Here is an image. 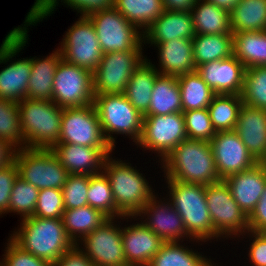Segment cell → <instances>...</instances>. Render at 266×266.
Instances as JSON below:
<instances>
[{
	"mask_svg": "<svg viewBox=\"0 0 266 266\" xmlns=\"http://www.w3.org/2000/svg\"><path fill=\"white\" fill-rule=\"evenodd\" d=\"M165 178L207 186L220 181L210 142L183 140L163 161Z\"/></svg>",
	"mask_w": 266,
	"mask_h": 266,
	"instance_id": "cell-1",
	"label": "cell"
},
{
	"mask_svg": "<svg viewBox=\"0 0 266 266\" xmlns=\"http://www.w3.org/2000/svg\"><path fill=\"white\" fill-rule=\"evenodd\" d=\"M11 239L22 249L52 264L75 244L67 236L62 219L24 218Z\"/></svg>",
	"mask_w": 266,
	"mask_h": 266,
	"instance_id": "cell-2",
	"label": "cell"
},
{
	"mask_svg": "<svg viewBox=\"0 0 266 266\" xmlns=\"http://www.w3.org/2000/svg\"><path fill=\"white\" fill-rule=\"evenodd\" d=\"M24 146L31 149H52L61 132L63 108L53 101L24 98L18 102Z\"/></svg>",
	"mask_w": 266,
	"mask_h": 266,
	"instance_id": "cell-3",
	"label": "cell"
},
{
	"mask_svg": "<svg viewBox=\"0 0 266 266\" xmlns=\"http://www.w3.org/2000/svg\"><path fill=\"white\" fill-rule=\"evenodd\" d=\"M171 203L183 219L189 238L197 241L215 238L206 202V186L167 180Z\"/></svg>",
	"mask_w": 266,
	"mask_h": 266,
	"instance_id": "cell-4",
	"label": "cell"
},
{
	"mask_svg": "<svg viewBox=\"0 0 266 266\" xmlns=\"http://www.w3.org/2000/svg\"><path fill=\"white\" fill-rule=\"evenodd\" d=\"M109 157L105 159L103 172L109 179L115 206L124 216L133 218L154 196L152 188L129 163Z\"/></svg>",
	"mask_w": 266,
	"mask_h": 266,
	"instance_id": "cell-5",
	"label": "cell"
},
{
	"mask_svg": "<svg viewBox=\"0 0 266 266\" xmlns=\"http://www.w3.org/2000/svg\"><path fill=\"white\" fill-rule=\"evenodd\" d=\"M98 113L103 135L110 146L115 148V138L111 133L125 134L139 142L143 117L125 97L124 94H101L94 96L93 102Z\"/></svg>",
	"mask_w": 266,
	"mask_h": 266,
	"instance_id": "cell-6",
	"label": "cell"
},
{
	"mask_svg": "<svg viewBox=\"0 0 266 266\" xmlns=\"http://www.w3.org/2000/svg\"><path fill=\"white\" fill-rule=\"evenodd\" d=\"M66 5L77 10L81 16H88L89 14L112 8L114 0H61ZM58 0H36L30 12H28L25 24L23 27L19 26L11 30L5 37L0 47V64L7 63L12 57H15L26 46L28 32L27 27L30 25H36L37 22L42 21L43 18L50 16L58 6ZM27 26V27H26Z\"/></svg>",
	"mask_w": 266,
	"mask_h": 266,
	"instance_id": "cell-7",
	"label": "cell"
},
{
	"mask_svg": "<svg viewBox=\"0 0 266 266\" xmlns=\"http://www.w3.org/2000/svg\"><path fill=\"white\" fill-rule=\"evenodd\" d=\"M87 17L95 27L102 53L142 49L143 32L114 7L93 12Z\"/></svg>",
	"mask_w": 266,
	"mask_h": 266,
	"instance_id": "cell-8",
	"label": "cell"
},
{
	"mask_svg": "<svg viewBox=\"0 0 266 266\" xmlns=\"http://www.w3.org/2000/svg\"><path fill=\"white\" fill-rule=\"evenodd\" d=\"M15 163L19 177L39 190L62 189L69 175L51 149L17 150Z\"/></svg>",
	"mask_w": 266,
	"mask_h": 266,
	"instance_id": "cell-9",
	"label": "cell"
},
{
	"mask_svg": "<svg viewBox=\"0 0 266 266\" xmlns=\"http://www.w3.org/2000/svg\"><path fill=\"white\" fill-rule=\"evenodd\" d=\"M206 202L215 238L249 233L248 216L239 207L224 180L206 186Z\"/></svg>",
	"mask_w": 266,
	"mask_h": 266,
	"instance_id": "cell-10",
	"label": "cell"
},
{
	"mask_svg": "<svg viewBox=\"0 0 266 266\" xmlns=\"http://www.w3.org/2000/svg\"><path fill=\"white\" fill-rule=\"evenodd\" d=\"M142 53V49L103 53L93 72L94 94H124L134 70L146 59Z\"/></svg>",
	"mask_w": 266,
	"mask_h": 266,
	"instance_id": "cell-11",
	"label": "cell"
},
{
	"mask_svg": "<svg viewBox=\"0 0 266 266\" xmlns=\"http://www.w3.org/2000/svg\"><path fill=\"white\" fill-rule=\"evenodd\" d=\"M93 73L61 59L57 65L52 101L61 108L93 104Z\"/></svg>",
	"mask_w": 266,
	"mask_h": 266,
	"instance_id": "cell-12",
	"label": "cell"
},
{
	"mask_svg": "<svg viewBox=\"0 0 266 266\" xmlns=\"http://www.w3.org/2000/svg\"><path fill=\"white\" fill-rule=\"evenodd\" d=\"M59 52L62 59L92 73L100 64L101 51L97 33L87 16H80L65 34Z\"/></svg>",
	"mask_w": 266,
	"mask_h": 266,
	"instance_id": "cell-13",
	"label": "cell"
},
{
	"mask_svg": "<svg viewBox=\"0 0 266 266\" xmlns=\"http://www.w3.org/2000/svg\"><path fill=\"white\" fill-rule=\"evenodd\" d=\"M188 139L182 112L144 115L140 147L158 152L162 161L183 140Z\"/></svg>",
	"mask_w": 266,
	"mask_h": 266,
	"instance_id": "cell-14",
	"label": "cell"
},
{
	"mask_svg": "<svg viewBox=\"0 0 266 266\" xmlns=\"http://www.w3.org/2000/svg\"><path fill=\"white\" fill-rule=\"evenodd\" d=\"M66 143L90 147H111L103 135L94 104L63 109L61 132L57 144Z\"/></svg>",
	"mask_w": 266,
	"mask_h": 266,
	"instance_id": "cell-15",
	"label": "cell"
},
{
	"mask_svg": "<svg viewBox=\"0 0 266 266\" xmlns=\"http://www.w3.org/2000/svg\"><path fill=\"white\" fill-rule=\"evenodd\" d=\"M109 218L82 239L83 252L94 266H121L126 264L122 245L121 229ZM85 250V251H84Z\"/></svg>",
	"mask_w": 266,
	"mask_h": 266,
	"instance_id": "cell-16",
	"label": "cell"
},
{
	"mask_svg": "<svg viewBox=\"0 0 266 266\" xmlns=\"http://www.w3.org/2000/svg\"><path fill=\"white\" fill-rule=\"evenodd\" d=\"M210 145L215 167L221 180L257 164L235 131L216 132Z\"/></svg>",
	"mask_w": 266,
	"mask_h": 266,
	"instance_id": "cell-17",
	"label": "cell"
},
{
	"mask_svg": "<svg viewBox=\"0 0 266 266\" xmlns=\"http://www.w3.org/2000/svg\"><path fill=\"white\" fill-rule=\"evenodd\" d=\"M112 147H90L71 143L56 144L51 150L69 174L95 175L103 171Z\"/></svg>",
	"mask_w": 266,
	"mask_h": 266,
	"instance_id": "cell-18",
	"label": "cell"
},
{
	"mask_svg": "<svg viewBox=\"0 0 266 266\" xmlns=\"http://www.w3.org/2000/svg\"><path fill=\"white\" fill-rule=\"evenodd\" d=\"M196 71L215 94L241 95L246 67L234 55L202 64Z\"/></svg>",
	"mask_w": 266,
	"mask_h": 266,
	"instance_id": "cell-19",
	"label": "cell"
},
{
	"mask_svg": "<svg viewBox=\"0 0 266 266\" xmlns=\"http://www.w3.org/2000/svg\"><path fill=\"white\" fill-rule=\"evenodd\" d=\"M154 195L150 201L134 216L147 215L146 221L141 223L153 231L164 242H179L180 238L187 236L183 219L174 209L170 201L167 204L156 200ZM161 203V204H159ZM149 219V221L147 220Z\"/></svg>",
	"mask_w": 266,
	"mask_h": 266,
	"instance_id": "cell-20",
	"label": "cell"
},
{
	"mask_svg": "<svg viewBox=\"0 0 266 266\" xmlns=\"http://www.w3.org/2000/svg\"><path fill=\"white\" fill-rule=\"evenodd\" d=\"M126 263L148 266L164 241L142 223L121 229Z\"/></svg>",
	"mask_w": 266,
	"mask_h": 266,
	"instance_id": "cell-21",
	"label": "cell"
},
{
	"mask_svg": "<svg viewBox=\"0 0 266 266\" xmlns=\"http://www.w3.org/2000/svg\"><path fill=\"white\" fill-rule=\"evenodd\" d=\"M239 207L249 216L266 187V172L255 164L252 168L224 179Z\"/></svg>",
	"mask_w": 266,
	"mask_h": 266,
	"instance_id": "cell-22",
	"label": "cell"
},
{
	"mask_svg": "<svg viewBox=\"0 0 266 266\" xmlns=\"http://www.w3.org/2000/svg\"><path fill=\"white\" fill-rule=\"evenodd\" d=\"M234 131L258 162L266 150V110L243 103Z\"/></svg>",
	"mask_w": 266,
	"mask_h": 266,
	"instance_id": "cell-23",
	"label": "cell"
},
{
	"mask_svg": "<svg viewBox=\"0 0 266 266\" xmlns=\"http://www.w3.org/2000/svg\"><path fill=\"white\" fill-rule=\"evenodd\" d=\"M158 47L161 75L181 76L196 71L193 43L188 38H175L167 42H147Z\"/></svg>",
	"mask_w": 266,
	"mask_h": 266,
	"instance_id": "cell-24",
	"label": "cell"
},
{
	"mask_svg": "<svg viewBox=\"0 0 266 266\" xmlns=\"http://www.w3.org/2000/svg\"><path fill=\"white\" fill-rule=\"evenodd\" d=\"M143 33L144 43L167 42L175 38L192 40L195 36L192 13L164 10Z\"/></svg>",
	"mask_w": 266,
	"mask_h": 266,
	"instance_id": "cell-25",
	"label": "cell"
},
{
	"mask_svg": "<svg viewBox=\"0 0 266 266\" xmlns=\"http://www.w3.org/2000/svg\"><path fill=\"white\" fill-rule=\"evenodd\" d=\"M62 56L59 49L44 59L31 58V74L28 81V99L52 101L54 75Z\"/></svg>",
	"mask_w": 266,
	"mask_h": 266,
	"instance_id": "cell-26",
	"label": "cell"
},
{
	"mask_svg": "<svg viewBox=\"0 0 266 266\" xmlns=\"http://www.w3.org/2000/svg\"><path fill=\"white\" fill-rule=\"evenodd\" d=\"M160 75L157 68L145 59L131 75L126 85L125 97L142 115L148 112L151 95L156 78Z\"/></svg>",
	"mask_w": 266,
	"mask_h": 266,
	"instance_id": "cell-27",
	"label": "cell"
},
{
	"mask_svg": "<svg viewBox=\"0 0 266 266\" xmlns=\"http://www.w3.org/2000/svg\"><path fill=\"white\" fill-rule=\"evenodd\" d=\"M191 13L195 35L232 33L230 13L207 0H197Z\"/></svg>",
	"mask_w": 266,
	"mask_h": 266,
	"instance_id": "cell-28",
	"label": "cell"
},
{
	"mask_svg": "<svg viewBox=\"0 0 266 266\" xmlns=\"http://www.w3.org/2000/svg\"><path fill=\"white\" fill-rule=\"evenodd\" d=\"M31 63L30 58H23L10 63L0 71V99L19 102L28 98Z\"/></svg>",
	"mask_w": 266,
	"mask_h": 266,
	"instance_id": "cell-29",
	"label": "cell"
},
{
	"mask_svg": "<svg viewBox=\"0 0 266 266\" xmlns=\"http://www.w3.org/2000/svg\"><path fill=\"white\" fill-rule=\"evenodd\" d=\"M182 111L177 77L159 75L153 86L151 102L145 115H167Z\"/></svg>",
	"mask_w": 266,
	"mask_h": 266,
	"instance_id": "cell-30",
	"label": "cell"
},
{
	"mask_svg": "<svg viewBox=\"0 0 266 266\" xmlns=\"http://www.w3.org/2000/svg\"><path fill=\"white\" fill-rule=\"evenodd\" d=\"M232 33L233 55L246 68L266 66V31Z\"/></svg>",
	"mask_w": 266,
	"mask_h": 266,
	"instance_id": "cell-31",
	"label": "cell"
},
{
	"mask_svg": "<svg viewBox=\"0 0 266 266\" xmlns=\"http://www.w3.org/2000/svg\"><path fill=\"white\" fill-rule=\"evenodd\" d=\"M195 66L233 55V33L216 35H195L192 39Z\"/></svg>",
	"mask_w": 266,
	"mask_h": 266,
	"instance_id": "cell-32",
	"label": "cell"
},
{
	"mask_svg": "<svg viewBox=\"0 0 266 266\" xmlns=\"http://www.w3.org/2000/svg\"><path fill=\"white\" fill-rule=\"evenodd\" d=\"M108 219L101 211L89 205L65 210L62 215V222L67 236L74 244H77L80 239L88 235L95 228L100 227Z\"/></svg>",
	"mask_w": 266,
	"mask_h": 266,
	"instance_id": "cell-33",
	"label": "cell"
},
{
	"mask_svg": "<svg viewBox=\"0 0 266 266\" xmlns=\"http://www.w3.org/2000/svg\"><path fill=\"white\" fill-rule=\"evenodd\" d=\"M232 32L266 31V0H241L230 12Z\"/></svg>",
	"mask_w": 266,
	"mask_h": 266,
	"instance_id": "cell-34",
	"label": "cell"
},
{
	"mask_svg": "<svg viewBox=\"0 0 266 266\" xmlns=\"http://www.w3.org/2000/svg\"><path fill=\"white\" fill-rule=\"evenodd\" d=\"M113 7L144 31L164 12L163 0H114Z\"/></svg>",
	"mask_w": 266,
	"mask_h": 266,
	"instance_id": "cell-35",
	"label": "cell"
},
{
	"mask_svg": "<svg viewBox=\"0 0 266 266\" xmlns=\"http://www.w3.org/2000/svg\"><path fill=\"white\" fill-rule=\"evenodd\" d=\"M182 111L208 108L215 93L201 76L194 71L177 77Z\"/></svg>",
	"mask_w": 266,
	"mask_h": 266,
	"instance_id": "cell-36",
	"label": "cell"
},
{
	"mask_svg": "<svg viewBox=\"0 0 266 266\" xmlns=\"http://www.w3.org/2000/svg\"><path fill=\"white\" fill-rule=\"evenodd\" d=\"M243 101L241 95L215 94L208 106L210 119L216 132L234 131Z\"/></svg>",
	"mask_w": 266,
	"mask_h": 266,
	"instance_id": "cell-37",
	"label": "cell"
},
{
	"mask_svg": "<svg viewBox=\"0 0 266 266\" xmlns=\"http://www.w3.org/2000/svg\"><path fill=\"white\" fill-rule=\"evenodd\" d=\"M148 266H213L211 260L184 248L178 242H164Z\"/></svg>",
	"mask_w": 266,
	"mask_h": 266,
	"instance_id": "cell-38",
	"label": "cell"
},
{
	"mask_svg": "<svg viewBox=\"0 0 266 266\" xmlns=\"http://www.w3.org/2000/svg\"><path fill=\"white\" fill-rule=\"evenodd\" d=\"M87 200L89 206L101 211L108 218L128 217L116 208L109 179L103 171L89 176Z\"/></svg>",
	"mask_w": 266,
	"mask_h": 266,
	"instance_id": "cell-39",
	"label": "cell"
},
{
	"mask_svg": "<svg viewBox=\"0 0 266 266\" xmlns=\"http://www.w3.org/2000/svg\"><path fill=\"white\" fill-rule=\"evenodd\" d=\"M0 138L17 150L25 148L18 102L0 99Z\"/></svg>",
	"mask_w": 266,
	"mask_h": 266,
	"instance_id": "cell-40",
	"label": "cell"
},
{
	"mask_svg": "<svg viewBox=\"0 0 266 266\" xmlns=\"http://www.w3.org/2000/svg\"><path fill=\"white\" fill-rule=\"evenodd\" d=\"M241 98L247 105L266 110V66L246 68Z\"/></svg>",
	"mask_w": 266,
	"mask_h": 266,
	"instance_id": "cell-41",
	"label": "cell"
},
{
	"mask_svg": "<svg viewBox=\"0 0 266 266\" xmlns=\"http://www.w3.org/2000/svg\"><path fill=\"white\" fill-rule=\"evenodd\" d=\"M38 193V188L18 177L11 190L8 212H17V214H21L22 219L33 216Z\"/></svg>",
	"mask_w": 266,
	"mask_h": 266,
	"instance_id": "cell-42",
	"label": "cell"
},
{
	"mask_svg": "<svg viewBox=\"0 0 266 266\" xmlns=\"http://www.w3.org/2000/svg\"><path fill=\"white\" fill-rule=\"evenodd\" d=\"M188 139L210 142L215 136L208 108L183 111Z\"/></svg>",
	"mask_w": 266,
	"mask_h": 266,
	"instance_id": "cell-43",
	"label": "cell"
},
{
	"mask_svg": "<svg viewBox=\"0 0 266 266\" xmlns=\"http://www.w3.org/2000/svg\"><path fill=\"white\" fill-rule=\"evenodd\" d=\"M89 175L69 174L62 187L65 210L88 205Z\"/></svg>",
	"mask_w": 266,
	"mask_h": 266,
	"instance_id": "cell-44",
	"label": "cell"
},
{
	"mask_svg": "<svg viewBox=\"0 0 266 266\" xmlns=\"http://www.w3.org/2000/svg\"><path fill=\"white\" fill-rule=\"evenodd\" d=\"M65 211L61 189L48 188L39 190L38 201L33 216L62 219Z\"/></svg>",
	"mask_w": 266,
	"mask_h": 266,
	"instance_id": "cell-45",
	"label": "cell"
},
{
	"mask_svg": "<svg viewBox=\"0 0 266 266\" xmlns=\"http://www.w3.org/2000/svg\"><path fill=\"white\" fill-rule=\"evenodd\" d=\"M7 244L1 266H51L47 261L22 249L11 238Z\"/></svg>",
	"mask_w": 266,
	"mask_h": 266,
	"instance_id": "cell-46",
	"label": "cell"
},
{
	"mask_svg": "<svg viewBox=\"0 0 266 266\" xmlns=\"http://www.w3.org/2000/svg\"><path fill=\"white\" fill-rule=\"evenodd\" d=\"M18 177L19 173L15 161L0 168V215L8 213L11 190Z\"/></svg>",
	"mask_w": 266,
	"mask_h": 266,
	"instance_id": "cell-47",
	"label": "cell"
},
{
	"mask_svg": "<svg viewBox=\"0 0 266 266\" xmlns=\"http://www.w3.org/2000/svg\"><path fill=\"white\" fill-rule=\"evenodd\" d=\"M78 244L79 242L70 250L66 251L55 263H52L51 266H94Z\"/></svg>",
	"mask_w": 266,
	"mask_h": 266,
	"instance_id": "cell-48",
	"label": "cell"
},
{
	"mask_svg": "<svg viewBox=\"0 0 266 266\" xmlns=\"http://www.w3.org/2000/svg\"><path fill=\"white\" fill-rule=\"evenodd\" d=\"M249 231L262 232L266 229V187L255 209L248 216Z\"/></svg>",
	"mask_w": 266,
	"mask_h": 266,
	"instance_id": "cell-49",
	"label": "cell"
},
{
	"mask_svg": "<svg viewBox=\"0 0 266 266\" xmlns=\"http://www.w3.org/2000/svg\"><path fill=\"white\" fill-rule=\"evenodd\" d=\"M249 232L254 237L249 250L250 261L254 266H266V237L261 232Z\"/></svg>",
	"mask_w": 266,
	"mask_h": 266,
	"instance_id": "cell-50",
	"label": "cell"
},
{
	"mask_svg": "<svg viewBox=\"0 0 266 266\" xmlns=\"http://www.w3.org/2000/svg\"><path fill=\"white\" fill-rule=\"evenodd\" d=\"M197 0H163V8L168 11L191 12Z\"/></svg>",
	"mask_w": 266,
	"mask_h": 266,
	"instance_id": "cell-51",
	"label": "cell"
},
{
	"mask_svg": "<svg viewBox=\"0 0 266 266\" xmlns=\"http://www.w3.org/2000/svg\"><path fill=\"white\" fill-rule=\"evenodd\" d=\"M16 152L17 149H15L13 145L0 138V168L13 163L15 161Z\"/></svg>",
	"mask_w": 266,
	"mask_h": 266,
	"instance_id": "cell-52",
	"label": "cell"
},
{
	"mask_svg": "<svg viewBox=\"0 0 266 266\" xmlns=\"http://www.w3.org/2000/svg\"><path fill=\"white\" fill-rule=\"evenodd\" d=\"M207 1L213 3L217 7H220L230 13L241 0H207Z\"/></svg>",
	"mask_w": 266,
	"mask_h": 266,
	"instance_id": "cell-53",
	"label": "cell"
},
{
	"mask_svg": "<svg viewBox=\"0 0 266 266\" xmlns=\"http://www.w3.org/2000/svg\"><path fill=\"white\" fill-rule=\"evenodd\" d=\"M257 164L266 172V150L264 155L258 160Z\"/></svg>",
	"mask_w": 266,
	"mask_h": 266,
	"instance_id": "cell-54",
	"label": "cell"
},
{
	"mask_svg": "<svg viewBox=\"0 0 266 266\" xmlns=\"http://www.w3.org/2000/svg\"><path fill=\"white\" fill-rule=\"evenodd\" d=\"M121 266H139V265H135V264H128V263H126V264H123V265H121Z\"/></svg>",
	"mask_w": 266,
	"mask_h": 266,
	"instance_id": "cell-55",
	"label": "cell"
},
{
	"mask_svg": "<svg viewBox=\"0 0 266 266\" xmlns=\"http://www.w3.org/2000/svg\"><path fill=\"white\" fill-rule=\"evenodd\" d=\"M266 237V229L261 232Z\"/></svg>",
	"mask_w": 266,
	"mask_h": 266,
	"instance_id": "cell-56",
	"label": "cell"
}]
</instances>
